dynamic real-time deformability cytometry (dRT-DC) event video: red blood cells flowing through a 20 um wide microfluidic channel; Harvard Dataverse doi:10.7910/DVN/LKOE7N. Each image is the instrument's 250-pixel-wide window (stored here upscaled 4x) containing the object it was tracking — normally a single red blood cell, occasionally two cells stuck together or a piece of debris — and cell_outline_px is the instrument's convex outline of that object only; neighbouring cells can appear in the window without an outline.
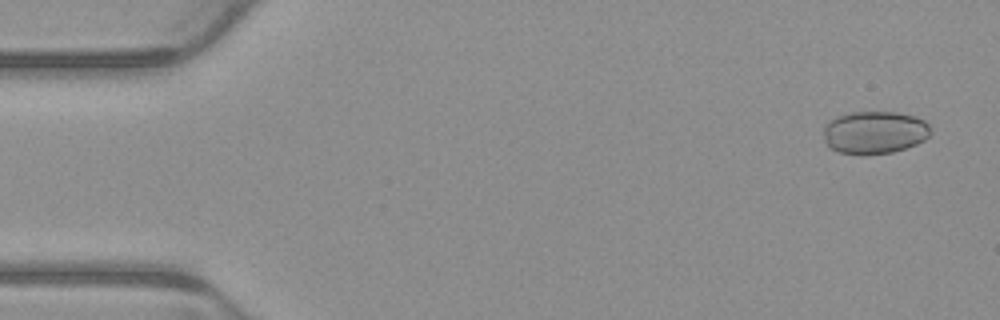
{"species": "common noctule bat (a hibernating species)", "species_latin": "Nyctalus noctula", "temperature_condition": "warm", "stored_images_in_passage": 5, "camera_frame_rate_fps": 3000, "um_per_image_px": 0.085, "animal": {"sex": "male", "body_mass_g": 23.1, "forearm_length_mm": 52.7}, "frame": {"image": 1, "passage_image": 1, "time_ms": 0.0, "image_size_px": [1000, 320], "cell_outline_px": [[932, 132], [924, 140], [916, 144], [892, 152], [864, 156], [840, 152], [832, 148], [824, 140], [824, 128], [828, 120], [836, 116], [848, 112], [896, 112], [916, 116], [924, 120], [928, 124]], "centroid_in_image_um": [74.33, 11.25], "position_along_channel_um": 10.7, "area_um2": 26.93}}
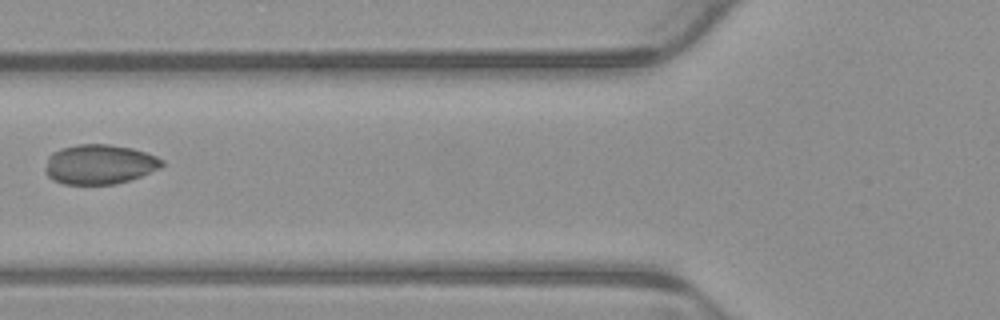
{"frame": {"image": 2, "passage_image": 5, "time_ms": 1.333, "image_size_px": [1000, 320], "cell_outline_px": [[164, 164], [160, 168], [140, 176], [116, 184], [64, 184], [52, 180], [44, 172], [44, 168], [48, 156], [52, 152], [60, 148], [76, 144], [108, 144], [132, 148], [156, 156], [164, 160]], "centroid_in_image_um": [8.42, 13.96], "position_along_channel_um": 117.4, "area_um2": 27.17}}